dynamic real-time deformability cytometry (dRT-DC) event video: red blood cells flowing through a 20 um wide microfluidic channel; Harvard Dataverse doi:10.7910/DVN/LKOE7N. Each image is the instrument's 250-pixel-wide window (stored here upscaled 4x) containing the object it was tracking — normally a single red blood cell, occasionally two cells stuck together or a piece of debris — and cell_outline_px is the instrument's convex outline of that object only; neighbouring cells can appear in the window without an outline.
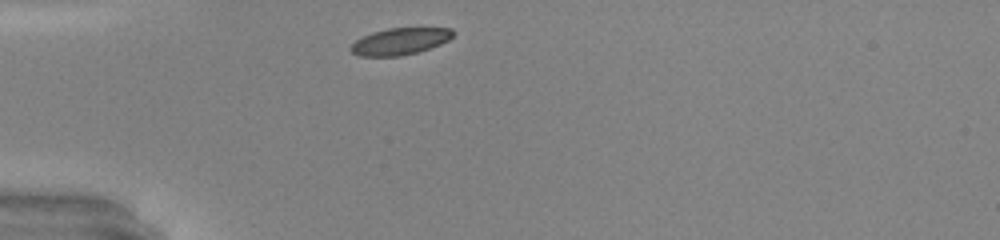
{"species": "common noctule bat (a hibernating species)", "species_latin": "Nyctalus noctula", "temperature_condition": "warm", "stored_images_in_passage": 27, "camera_frame_rate_fps": 3000, "um_per_image_px": 0.085, "animal": {"sex": "male", "body_mass_g": 20.0, "forearm_length_mm": 53.3}, "frame": {"image": 1, "passage_image": 1, "time_ms": 0.0, "image_size_px": [1000, 240], "cell_outline_px": [[456, 32], [448, 40], [440, 44], [416, 52], [400, 56], [360, 56], [352, 52], [348, 48], [356, 40], [372, 32], [388, 28], [452, 28]], "centroid_in_image_um": [33.99, 3.51], "position_along_channel_um": 51.0, "area_um2": 15.84}}
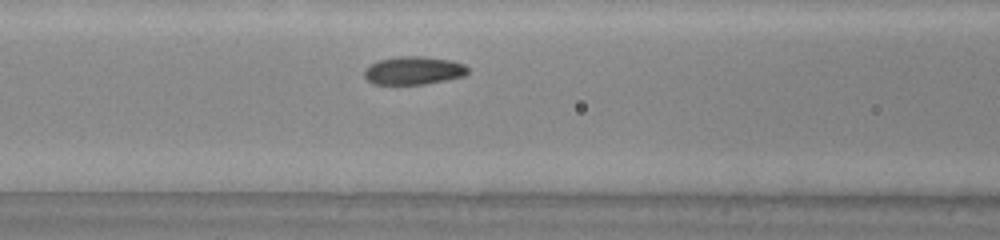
{"frame": {"image": 2, "passage_image": 8, "time_ms": 2.333, "image_size_px": [1000, 240], "cell_outline_px": [[468, 72], [464, 76], [424, 84], [372, 84], [364, 76], [364, 72], [372, 64], [380, 60], [396, 56], [424, 56], [452, 60], [464, 64], [468, 68]], "centroid_in_image_um": [35.18, 5.99], "position_along_channel_um": 131.4, "area_um2": 16.88}, "authors_computed_cell_mechanics": {"area_um2": 17.051, "velocity_mm_per_s": 4.2245, "shape_relaxation_time_tau1_ms": 2.6229, "shape_relaxation_time_tau2_ms": null, "deformation_change_tau1": 0.1175, "deformation_change_tau2": null}}